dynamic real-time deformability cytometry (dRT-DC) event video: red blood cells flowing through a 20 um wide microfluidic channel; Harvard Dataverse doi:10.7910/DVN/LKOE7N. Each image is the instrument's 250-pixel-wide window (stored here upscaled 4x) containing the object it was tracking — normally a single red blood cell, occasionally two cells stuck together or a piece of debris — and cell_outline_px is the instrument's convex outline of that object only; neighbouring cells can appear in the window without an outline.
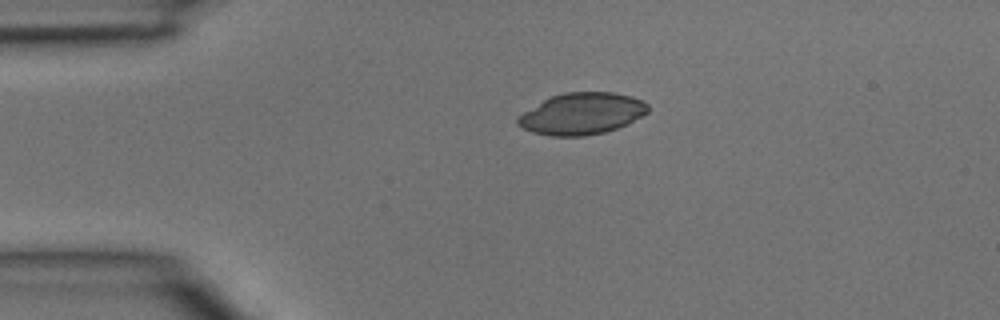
{"species": "common noctule bat (a hibernating species)", "species_latin": "Nyctalus noctula", "temperature_condition": "room temperature", "stored_images_in_passage": 3, "camera_frame_rate_fps": 3000, "um_per_image_px": 0.085, "animal": {"sex": "male", "body_mass_g": 15.6}, "frame": {"image": 1, "passage_image": 1, "time_ms": 0.0, "image_size_px": [1000, 320], "cell_outline_px": [[648, 112], [628, 124], [604, 132], [584, 136], [552, 136], [532, 132], [516, 124], [516, 120], [524, 112], [544, 100], [552, 96], [564, 92], [612, 92], [632, 96], [648, 104]], "centroid_in_image_um": [49.47, 9.66], "position_along_channel_um": 35.5, "area_um2": 31.33}}